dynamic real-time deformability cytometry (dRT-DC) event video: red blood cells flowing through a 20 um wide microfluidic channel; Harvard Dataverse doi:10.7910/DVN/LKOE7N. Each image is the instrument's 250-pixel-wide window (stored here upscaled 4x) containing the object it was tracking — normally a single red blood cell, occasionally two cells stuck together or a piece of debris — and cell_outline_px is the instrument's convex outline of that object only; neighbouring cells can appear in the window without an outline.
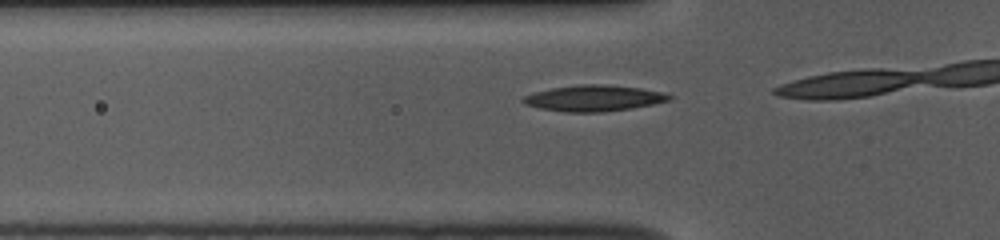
{"species": "common noctule bat (a hibernating species)", "species_latin": "Nyctalus noctula", "temperature_condition": "room temperature", "stored_images_in_passage": 15, "camera_frame_rate_fps": 3000, "um_per_image_px": 0.085, "animal": {"sex": "female", "body_mass_g": 10.0, "forearm_length_mm": 53.1}, "frame": {"image": 1, "passage_image": 11, "time_ms": 3.333, "image_size_px": [1000, 240], "cell_outline_px": [[672, 96], [668, 100], [652, 104], [632, 108], [600, 112], [564, 112], [540, 108], [524, 104], [520, 100], [524, 96], [536, 92], [552, 88], [580, 84], [604, 84], [640, 88], [660, 92]], "centroid_in_image_um": [50.42, 8.35], "position_along_channel_um": 75.4, "area_um2": 21.91}}
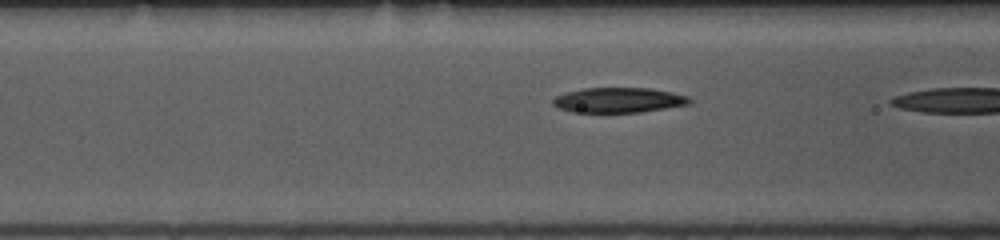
{"frame": {"image": 2, "passage_image": 14, "time_ms": 4.333, "image_size_px": [1000, 240], "cell_outline_px": [[692, 100], [688, 104], [640, 112], [572, 112], [556, 108], [552, 104], [552, 100], [556, 96], [568, 92], [584, 88], [652, 88], [672, 92], [688, 96]], "centroid_in_image_um": [52.55, 8.51], "position_along_channel_um": 114.0, "area_um2": 19.88}}